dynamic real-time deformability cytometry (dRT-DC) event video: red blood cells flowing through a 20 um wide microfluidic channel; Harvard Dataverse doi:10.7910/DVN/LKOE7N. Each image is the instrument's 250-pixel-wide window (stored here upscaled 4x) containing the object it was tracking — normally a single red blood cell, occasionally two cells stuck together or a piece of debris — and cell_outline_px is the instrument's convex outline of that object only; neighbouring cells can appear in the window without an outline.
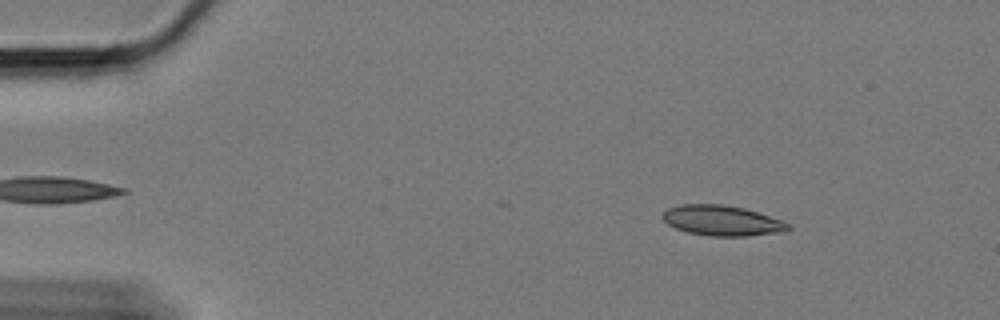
{"species": "Egyptian fruit bat (a non-hibernating species)", "species_latin": "Rousettus aegyptiacus", "temperature_condition": "cold", "stored_images_in_passage": 61, "camera_frame_rate_fps": 3000, "um_per_image_px": 0.085, "animal": {"sex": "female"}, "frame": {"image": 1, "passage_image": 8, "time_ms": 2.333, "image_size_px": [1000, 320], "cell_outline_px": [[792, 228], [784, 232], [748, 236], [708, 236], [688, 232], [676, 228], [668, 224], [664, 220], [664, 212], [668, 208], [680, 204], [720, 204], [744, 208], [784, 220]], "centroid_in_image_um": [61.42, 18.75], "position_along_channel_um": 23.6, "area_um2": 22.2}}
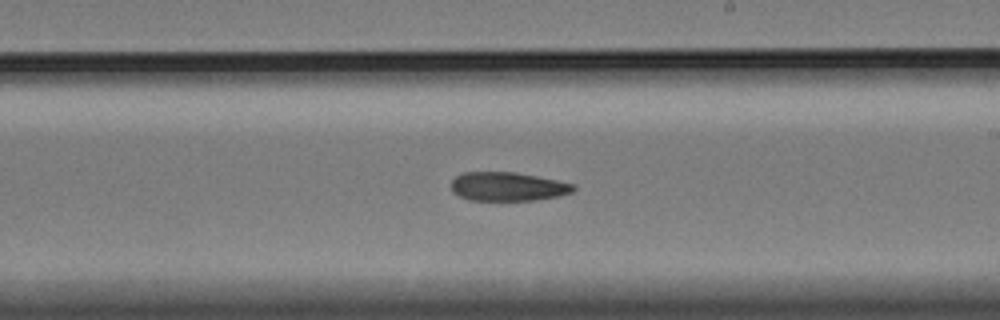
{"frame": {"image": 2, "passage_image": 35, "time_ms": 11.333, "image_size_px": [1000, 320], "cell_outline_px": [[576, 188], [572, 192], [560, 196], [532, 200], [468, 200], [452, 192], [452, 180], [456, 176], [464, 172], [516, 172], [576, 184]], "centroid_in_image_um": [43.17, 15.85], "position_along_channel_um": 245.8, "area_um2": 20.52}}
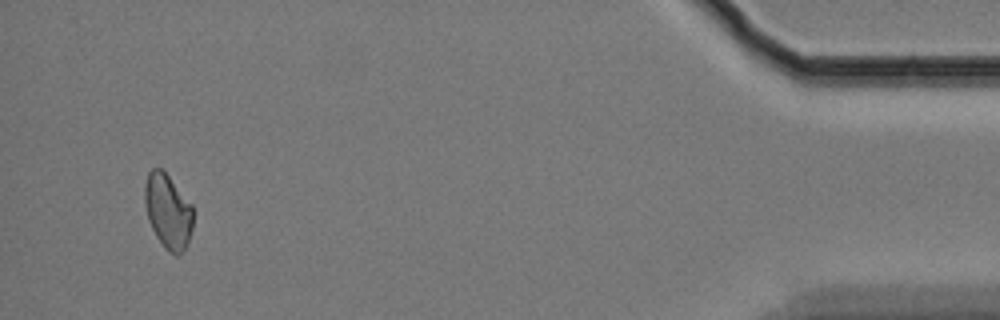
{"frame": {"image": 3, "passage_image": 57, "time_ms": 18.667, "image_size_px": [1000, 320], "cell_outline_px": [[192, 228], [188, 240], [180, 256], [176, 256], [168, 252], [164, 248], [156, 236], [148, 220], [144, 200], [144, 184], [148, 172], [152, 168], [164, 168], [192, 204]], "centroid_in_image_um": [14.26, 17.92], "position_along_channel_um": 420.9, "area_um2": 21.39}}